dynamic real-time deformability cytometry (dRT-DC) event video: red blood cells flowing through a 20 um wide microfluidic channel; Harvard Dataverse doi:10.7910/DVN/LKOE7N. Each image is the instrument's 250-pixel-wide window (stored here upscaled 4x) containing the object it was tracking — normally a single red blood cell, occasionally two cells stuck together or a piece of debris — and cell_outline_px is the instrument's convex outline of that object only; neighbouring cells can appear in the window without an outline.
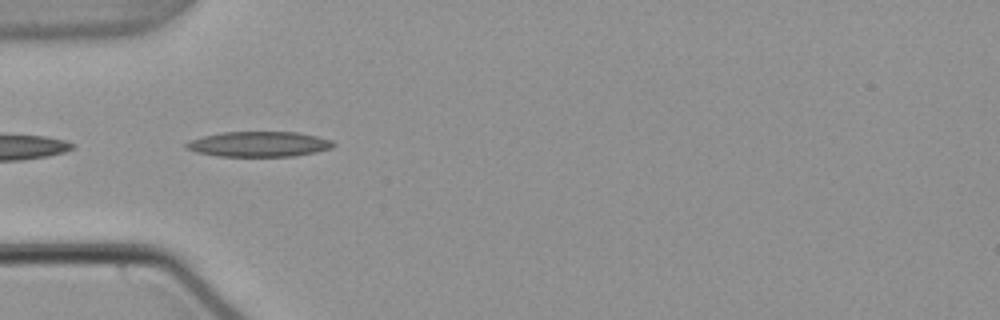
{"species": "common noctule bat (a hibernating species)", "species_latin": "Nyctalus noctula", "temperature_condition": "warm", "stored_images_in_passage": 3, "camera_frame_rate_fps": 3000, "um_per_image_px": 0.085, "animal": {"sex": "male", "body_mass_g": 21.5, "forearm_length_mm": 52.0}, "frame": {"image": 1, "passage_image": 1, "time_ms": 0.0, "image_size_px": [1000, 320], "cell_outline_px": [[336, 144], [332, 148], [316, 152], [292, 156], [220, 156], [196, 152], [184, 148], [184, 144], [188, 140], [204, 136], [224, 132], [296, 132], [316, 136], [332, 140]], "centroid_in_image_um": [21.99, 12.25], "position_along_channel_um": 63.0, "area_um2": 21.62}}